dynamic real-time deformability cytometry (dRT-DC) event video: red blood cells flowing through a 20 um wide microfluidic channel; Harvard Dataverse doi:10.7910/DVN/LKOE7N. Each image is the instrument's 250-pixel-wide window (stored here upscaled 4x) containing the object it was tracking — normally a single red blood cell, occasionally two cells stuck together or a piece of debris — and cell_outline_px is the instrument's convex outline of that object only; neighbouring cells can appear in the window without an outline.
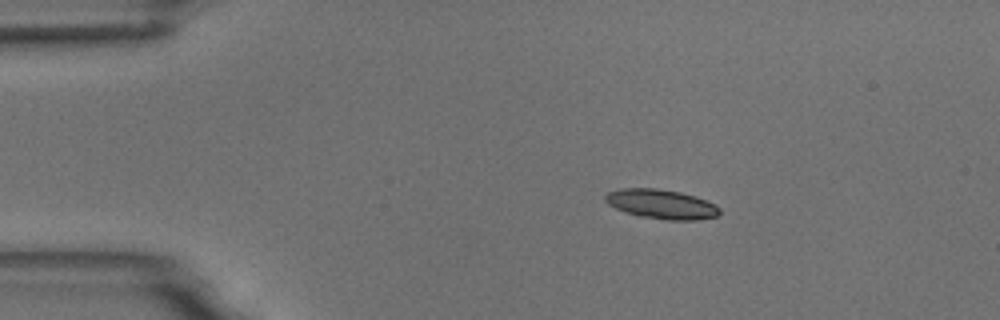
{"species": "common noctule bat (a hibernating species)", "species_latin": "Nyctalus noctula", "temperature_condition": "room temperature", "stored_images_in_passage": 4, "camera_frame_rate_fps": 3000, "um_per_image_px": 0.085, "animal": {"sex": "male", "body_mass_g": 18.8}, "frame": {"image": 1, "passage_image": 2, "time_ms": 1.333, "image_size_px": [1000, 320], "cell_outline_px": [[720, 212], [716, 216], [696, 220], [664, 220], [640, 216], [624, 212], [608, 204], [604, 200], [604, 196], [608, 192], [620, 188], [656, 188], [680, 192], [696, 196], [716, 204], [720, 208]], "centroid_in_image_um": [56.21, 17.35], "position_along_channel_um": 28.8, "area_um2": 19.77}}